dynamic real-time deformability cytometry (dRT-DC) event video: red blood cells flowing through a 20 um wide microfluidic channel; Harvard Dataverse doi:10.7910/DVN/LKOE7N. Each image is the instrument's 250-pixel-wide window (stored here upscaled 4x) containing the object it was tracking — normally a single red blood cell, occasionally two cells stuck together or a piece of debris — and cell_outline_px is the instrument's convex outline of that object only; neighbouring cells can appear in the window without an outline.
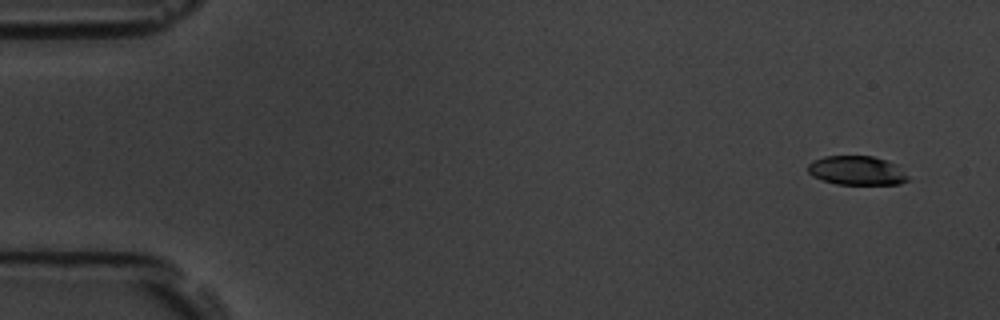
{"species": "common noctule bat (a hibernating species)", "species_latin": "Nyctalus noctula", "temperature_condition": "room temperature", "stored_images_in_passage": 5, "segment_of_instrument_passage": [1, 2], "camera_frame_rate_fps": 3000, "um_per_image_px": 0.085, "animal": {"sex": "male", "body_mass_g": 19.5, "forearm_length_mm": 54.6}, "frame": {"image": 1, "passage_image": 1, "time_ms": 0.0, "image_size_px": [1000, 320], "cell_outline_px": [[908, 180], [900, 184], [836, 184], [820, 180], [812, 176], [808, 172], [808, 164], [812, 160], [824, 156], [872, 156], [896, 164], [908, 176]], "centroid_in_image_um": [72.79, 14.5], "position_along_channel_um": 12.2, "area_um2": 16.99}}